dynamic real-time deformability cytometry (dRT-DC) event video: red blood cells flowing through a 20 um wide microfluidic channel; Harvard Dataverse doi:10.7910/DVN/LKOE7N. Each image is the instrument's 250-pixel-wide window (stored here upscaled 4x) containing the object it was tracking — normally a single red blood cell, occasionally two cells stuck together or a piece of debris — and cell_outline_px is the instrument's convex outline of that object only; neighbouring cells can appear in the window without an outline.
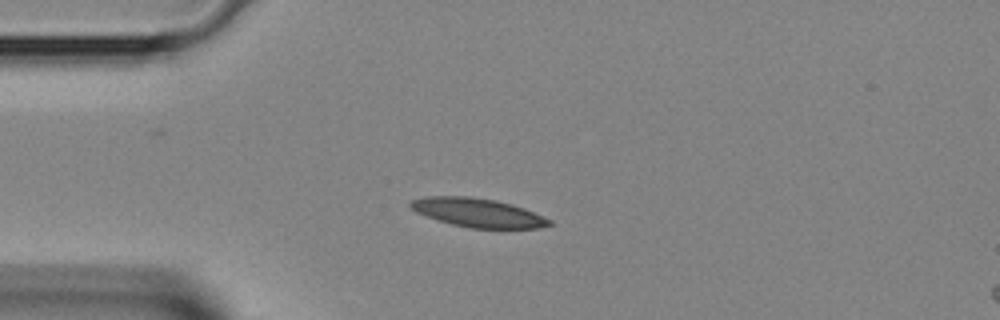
{"species": "Egyptian fruit bat (a non-hibernating species)", "species_latin": "Rousettus aegyptiacus", "temperature_condition": "room temperature", "stored_images_in_passage": 1, "camera_frame_rate_fps": 3000, "um_per_image_px": 0.085, "animal": {"sex": "female"}, "frame": {"image": 1, "passage_image": 1, "time_ms": 0.0, "image_size_px": [1000, 320], "cell_outline_px": [[552, 224], [540, 228], [472, 228], [452, 224], [416, 212], [408, 204], [412, 200], [424, 196], [472, 196], [496, 200], [512, 204], [524, 208], [552, 220]], "centroid_in_image_um": [40.64, 18.06], "position_along_channel_um": 44.4, "area_um2": 23.18}}